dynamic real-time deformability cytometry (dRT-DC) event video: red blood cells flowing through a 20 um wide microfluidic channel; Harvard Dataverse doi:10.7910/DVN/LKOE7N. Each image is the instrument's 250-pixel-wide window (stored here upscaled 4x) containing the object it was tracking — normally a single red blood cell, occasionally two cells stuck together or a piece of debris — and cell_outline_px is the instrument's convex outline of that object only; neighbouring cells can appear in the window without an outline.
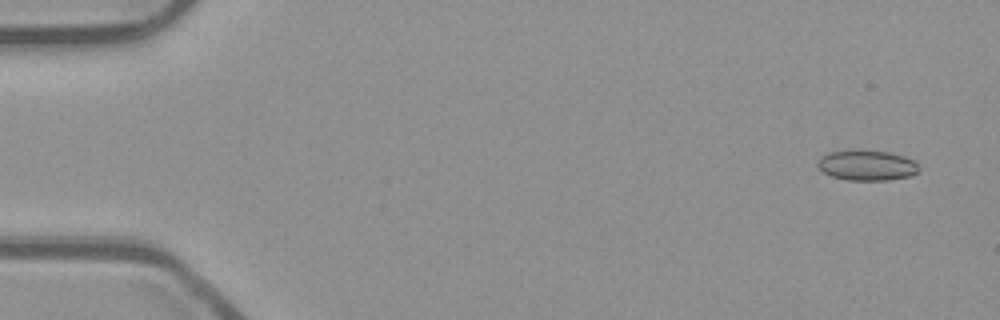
{"species": "common noctule bat (a hibernating species)", "species_latin": "Nyctalus noctula", "temperature_condition": "room temperature", "stored_images_in_passage": 52, "camera_frame_rate_fps": 3000, "um_per_image_px": 0.085, "animal": {"sex": "male", "body_mass_g": 23.1, "forearm_length_mm": 52.7}, "frame": {"image": 1, "passage_image": 1, "time_ms": 0.0, "image_size_px": [1000, 320], "cell_outline_px": [[916, 172], [912, 176], [888, 180], [844, 180], [832, 176], [824, 172], [816, 164], [820, 156], [828, 152], [860, 148], [888, 152], [904, 156], [912, 160], [916, 164]], "centroid_in_image_um": [73.62, 14.03], "position_along_channel_um": 11.4, "area_um2": 18.15}}
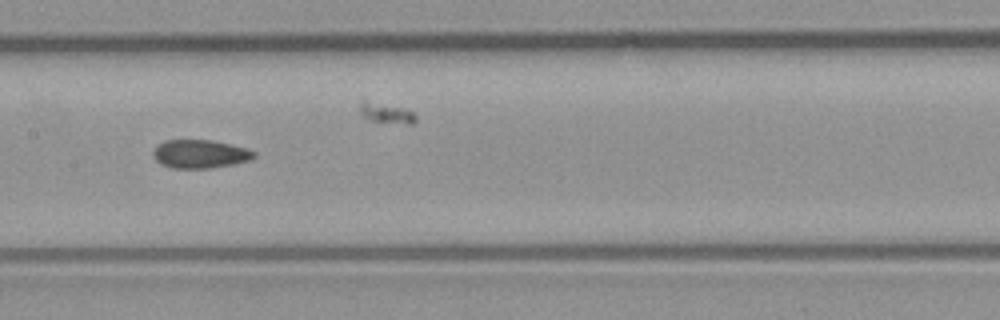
{"frame": {"image": 2, "passage_image": 25, "time_ms": 8.0, "image_size_px": [1000, 320], "cell_outline_px": [[256, 156], [252, 160], [232, 164], [208, 168], [172, 168], [160, 164], [152, 156], [152, 152], [156, 144], [164, 140], [212, 140], [244, 148], [256, 152]], "centroid_in_image_um": [16.95, 13.08], "position_along_channel_um": 190.4, "area_um2": 16.76}}
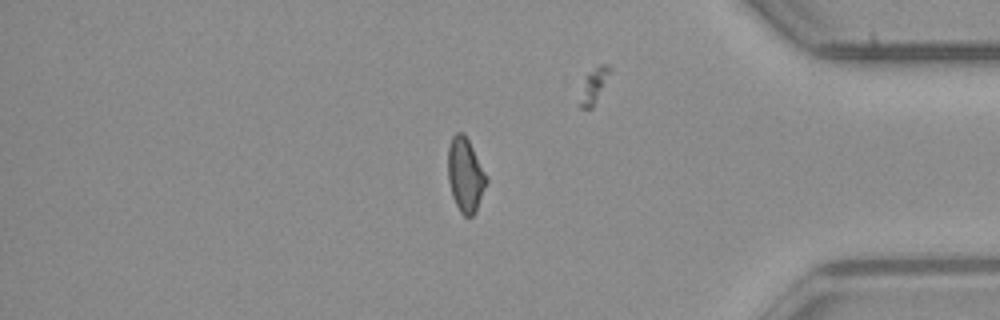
{"frame": {"image": 3, "passage_image": 43, "time_ms": 14.0, "image_size_px": [1000, 320], "cell_outline_px": [[488, 180], [476, 212], [472, 216], [464, 216], [460, 212], [452, 196], [448, 180], [448, 148], [452, 136], [456, 132], [464, 132], [488, 176]], "centroid_in_image_um": [39.56, 14.86], "position_along_channel_um": 395.6, "area_um2": 16.76}, "authors_computed_cell_mechanics": {"area_um2": 17.1666, "velocity_mm_per_s": 3.9216, "shape_relaxation_time_tau1_ms": null, "shape_relaxation_time_tau2_ms": 2.3579, "deformation_change_tau1": null, "deformation_change_tau2": 0.0678}}